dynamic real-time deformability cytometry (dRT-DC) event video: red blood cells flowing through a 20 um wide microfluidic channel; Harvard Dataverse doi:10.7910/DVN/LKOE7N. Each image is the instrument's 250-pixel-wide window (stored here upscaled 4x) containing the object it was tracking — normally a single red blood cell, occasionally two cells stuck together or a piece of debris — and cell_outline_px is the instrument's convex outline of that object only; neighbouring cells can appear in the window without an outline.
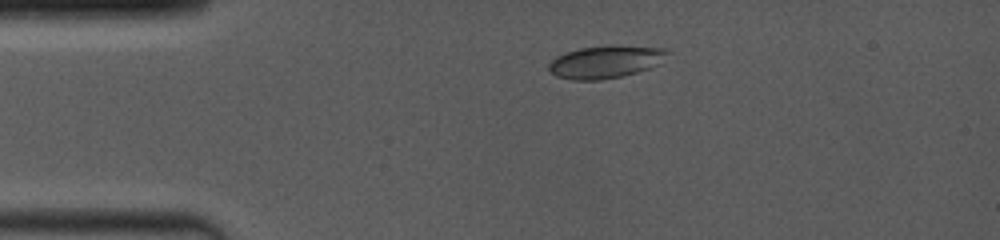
{"species": "common noctule bat (a hibernating species)", "species_latin": "Nyctalus noctula", "temperature_condition": "room temperature", "stored_images_in_passage": 7, "camera_frame_rate_fps": 4000, "um_per_image_px": 0.085, "animal": {"sex": "female", "body_mass_g": 19.0, "forearm_length_mm": 53.3}, "frame": {"image": 1, "passage_image": 2, "time_ms": 2.0, "image_size_px": [1000, 240], "cell_outline_px": [[668, 52], [660, 64], [636, 72], [620, 76], [600, 80], [572, 80], [556, 76], [548, 68], [548, 64], [556, 56], [580, 48], [660, 48]], "centroid_in_image_um": [51.38, 5.32], "position_along_channel_um": 33.6, "area_um2": 21.21}}